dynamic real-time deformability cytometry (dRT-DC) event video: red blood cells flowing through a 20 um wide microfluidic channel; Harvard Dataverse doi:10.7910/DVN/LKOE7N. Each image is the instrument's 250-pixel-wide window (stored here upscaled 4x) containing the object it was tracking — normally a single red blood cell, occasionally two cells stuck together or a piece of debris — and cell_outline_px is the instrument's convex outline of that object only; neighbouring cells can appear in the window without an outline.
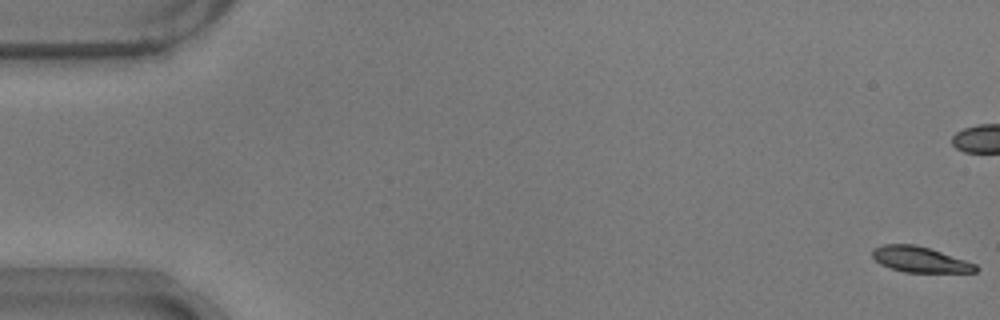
{"species": "common noctule bat (a hibernating species)", "species_latin": "Nyctalus noctula", "temperature_condition": "warm", "stored_images_in_passage": 15, "camera_frame_rate_fps": 3000, "um_per_image_px": 0.085, "animal": {"sex": "male", "body_mass_g": 17.9}, "frame": {"image": 1, "passage_image": 1, "time_ms": 0.0, "image_size_px": [1000, 320], "cell_outline_px": [[980, 268], [976, 272], [904, 272], [880, 264], [872, 256], [872, 248], [884, 244], [916, 244], [976, 264]], "centroid_in_image_um": [78.17, 22.05], "position_along_channel_um": 6.8, "area_um2": 15.26}}